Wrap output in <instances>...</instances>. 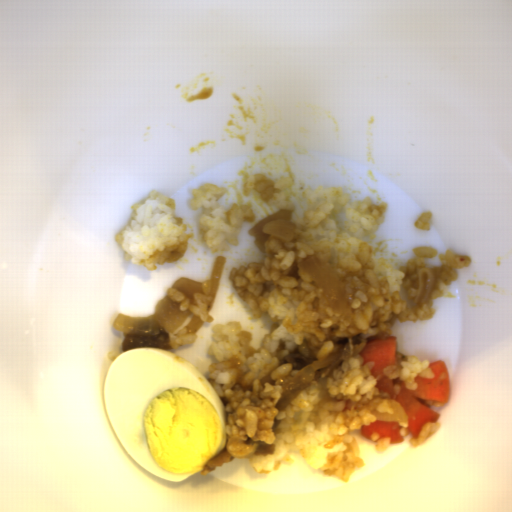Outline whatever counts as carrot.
I'll use <instances>...</instances> for the list:
<instances>
[{
    "mask_svg": "<svg viewBox=\"0 0 512 512\" xmlns=\"http://www.w3.org/2000/svg\"><path fill=\"white\" fill-rule=\"evenodd\" d=\"M359 354L362 357L361 366L374 362L371 374L376 378L387 366L396 365V338L388 336L366 341Z\"/></svg>",
    "mask_w": 512,
    "mask_h": 512,
    "instance_id": "cead05ca",
    "label": "carrot"
},
{
    "mask_svg": "<svg viewBox=\"0 0 512 512\" xmlns=\"http://www.w3.org/2000/svg\"><path fill=\"white\" fill-rule=\"evenodd\" d=\"M434 378H426L416 375L414 378L417 382L416 389L406 388L401 377L390 379L387 375L380 378L376 387L380 392H385L393 397L395 385L400 386V393L396 400L399 401L408 417V431L412 437L419 439L420 430L425 423L437 422L440 414L428 405L425 399H435L439 402H449L450 398V379L448 368L441 359L430 363L428 366Z\"/></svg>",
    "mask_w": 512,
    "mask_h": 512,
    "instance_id": "b8716197",
    "label": "carrot"
},
{
    "mask_svg": "<svg viewBox=\"0 0 512 512\" xmlns=\"http://www.w3.org/2000/svg\"><path fill=\"white\" fill-rule=\"evenodd\" d=\"M402 426L399 421H379L370 422V425H362L360 428L361 436L371 440L372 433H377L379 438H390L389 444L404 442V436L400 430Z\"/></svg>",
    "mask_w": 512,
    "mask_h": 512,
    "instance_id": "1c9b5961",
    "label": "carrot"
}]
</instances>
